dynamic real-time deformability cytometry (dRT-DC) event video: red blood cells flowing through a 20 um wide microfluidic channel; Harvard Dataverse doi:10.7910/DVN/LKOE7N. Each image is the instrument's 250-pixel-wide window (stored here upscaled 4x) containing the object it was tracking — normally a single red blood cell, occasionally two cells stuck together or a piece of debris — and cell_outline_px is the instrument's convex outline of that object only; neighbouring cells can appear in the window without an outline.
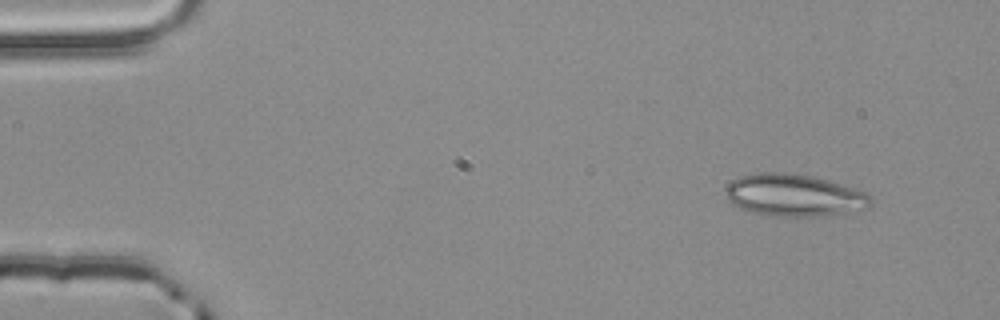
{"species": "common noctule bat (a hibernating species)", "species_latin": "Nyctalus noctula", "temperature_condition": "room temperature", "stored_images_in_passage": 4, "camera_frame_rate_fps": 3000, "um_per_image_px": 0.085, "animal": {"sex": "male", "body_mass_g": 20.4}, "frame": {"image": 1, "passage_image": 1, "time_ms": 0.0, "image_size_px": [1000, 320], "cell_outline_px": [[872, 204], [868, 208], [816, 216], [772, 216], [752, 212], [740, 208], [732, 204], [728, 200], [724, 192], [728, 184], [732, 180], [740, 176], [760, 172], [784, 172], [812, 176], [860, 188], [872, 196]], "centroid_in_image_um": [67.51, 16.58], "position_along_channel_um": 17.5, "area_um2": 35.89}}